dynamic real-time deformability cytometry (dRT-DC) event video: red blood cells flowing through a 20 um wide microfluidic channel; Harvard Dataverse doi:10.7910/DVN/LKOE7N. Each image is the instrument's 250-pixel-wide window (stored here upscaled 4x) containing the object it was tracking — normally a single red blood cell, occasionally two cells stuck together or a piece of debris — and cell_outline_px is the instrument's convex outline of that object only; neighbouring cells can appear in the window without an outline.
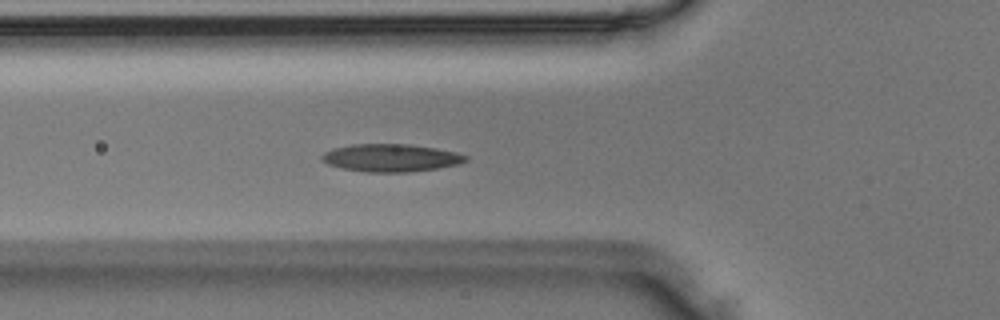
{"species": "Egyptian fruit bat (a non-hibernating species)", "species_latin": "Rousettus aegyptiacus", "temperature_condition": "room temperature", "stored_images_in_passage": 36, "camera_frame_rate_fps": 3000, "um_per_image_px": 0.085, "animal": {"sex": "male"}, "frame": {"image": 1, "passage_image": 7, "time_ms": 2.0, "image_size_px": [1000, 320], "cell_outline_px": [[468, 160], [460, 164], [436, 168], [408, 172], [364, 172], [340, 168], [328, 164], [320, 160], [320, 156], [324, 152], [332, 148], [352, 144], [408, 144], [436, 148], [456, 152], [468, 156]], "centroid_in_image_um": [33.19, 13.41], "position_along_channel_um": 92.6, "area_um2": 23.41}}
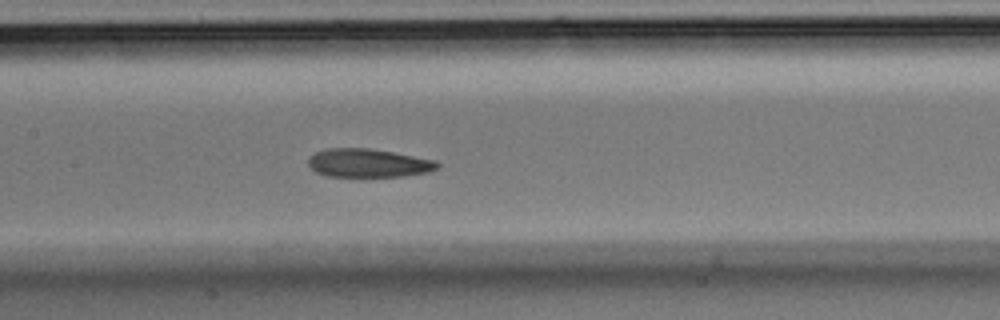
{"frame": {"image": 2, "passage_image": 13, "time_ms": 4.0, "image_size_px": [1000, 320], "cell_outline_px": [[440, 168], [428, 172], [404, 176], [328, 176], [316, 172], [308, 164], [308, 156], [316, 152], [328, 148], [368, 148], [392, 152], [436, 160], [440, 164]], "centroid_in_image_um": [31.32, 13.85], "position_along_channel_um": 176.1, "area_um2": 21.39}}
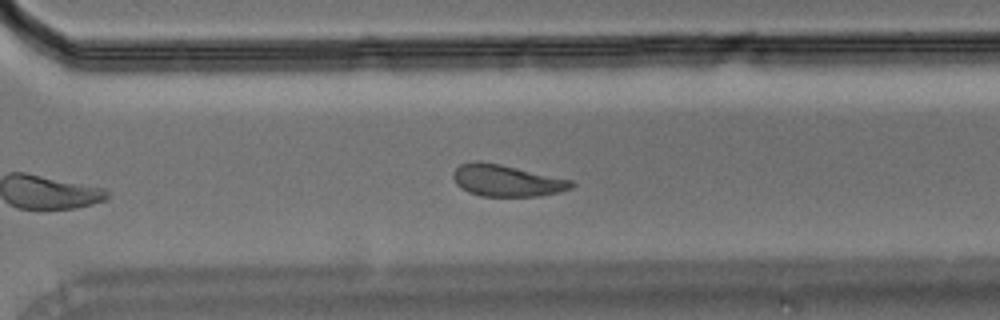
{"frame": {"image": 3, "passage_image": 24, "time_ms": 7.667, "image_size_px": [1000, 320], "cell_outline_px": [[576, 184], [572, 188], [560, 192], [540, 196], [480, 196], [468, 192], [460, 188], [456, 184], [452, 176], [452, 172], [460, 164], [472, 160], [480, 160], [500, 164], [572, 180]], "centroid_in_image_um": [43.03, 15.34], "position_along_channel_um": 327.6, "area_um2": 22.08}}